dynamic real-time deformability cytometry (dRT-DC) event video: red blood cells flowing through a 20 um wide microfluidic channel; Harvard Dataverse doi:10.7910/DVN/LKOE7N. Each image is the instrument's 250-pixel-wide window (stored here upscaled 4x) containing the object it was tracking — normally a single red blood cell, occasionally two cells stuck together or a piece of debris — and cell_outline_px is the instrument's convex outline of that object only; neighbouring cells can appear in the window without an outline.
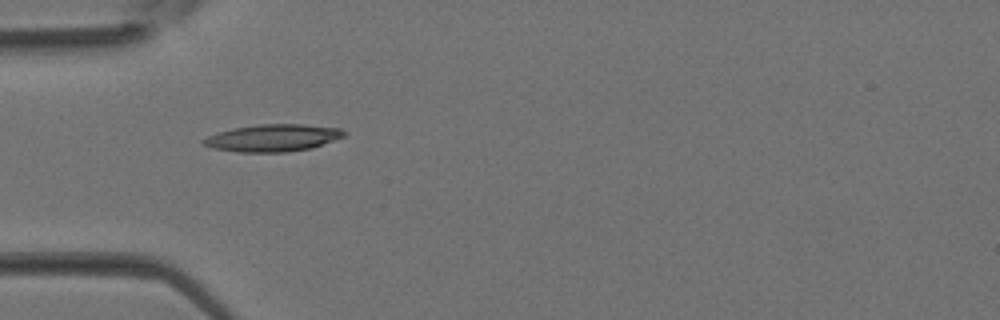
{"species": "Egyptian fruit bat (a non-hibernating species)", "species_latin": "Rousettus aegyptiacus", "temperature_condition": "room temperature", "stored_images_in_passage": 3, "camera_frame_rate_fps": 3000, "um_per_image_px": 0.085, "animal": {"sex": "female"}, "frame": {"image": 1, "passage_image": 3, "time_ms": 0.667, "image_size_px": [1000, 320], "cell_outline_px": [[348, 132], [344, 136], [312, 148], [284, 152], [236, 152], [212, 148], [204, 144], [200, 140], [208, 136], [232, 128], [256, 124], [304, 124], [340, 128]], "centroid_in_image_um": [23.19, 11.71], "position_along_channel_um": 61.8, "area_um2": 22.31}}